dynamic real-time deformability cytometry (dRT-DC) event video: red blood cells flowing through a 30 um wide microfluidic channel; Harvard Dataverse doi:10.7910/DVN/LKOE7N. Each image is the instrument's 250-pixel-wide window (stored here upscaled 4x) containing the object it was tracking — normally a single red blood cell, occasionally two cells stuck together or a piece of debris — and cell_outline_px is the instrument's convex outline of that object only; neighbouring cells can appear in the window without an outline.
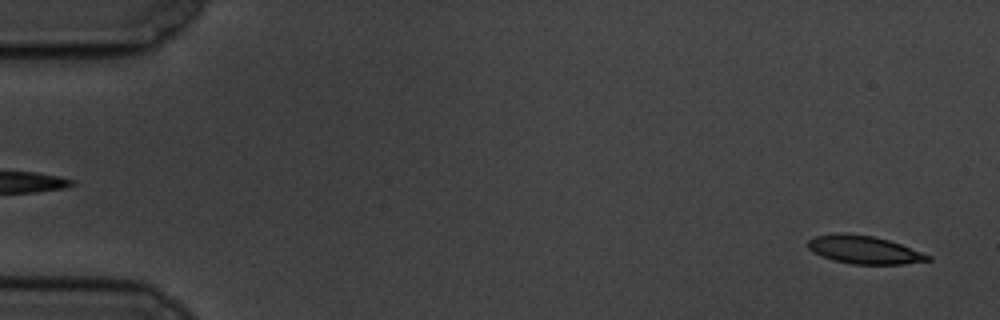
{"species": "common noctule bat (a hibernating species)", "species_latin": "Nyctalus noctula", "temperature_condition": "cold", "stored_images_in_passage": 57, "camera_frame_rate_fps": 3000, "um_per_image_px": 0.085, "animal": {"sex": "male", "body_mass_g": 19.5, "forearm_length_mm": 54.6}, "frame": {"image": 1, "passage_image": 2, "time_ms": 0.333, "image_size_px": [1000, 320], "cell_outline_px": [[932, 260], [904, 264], [852, 264], [832, 260], [820, 256], [812, 252], [808, 248], [808, 240], [816, 236], [836, 232], [844, 232], [872, 236], [888, 240], [900, 244], [932, 256]], "centroid_in_image_um": [73.42, 21.23], "position_along_channel_um": 11.6, "area_um2": 19.71}}
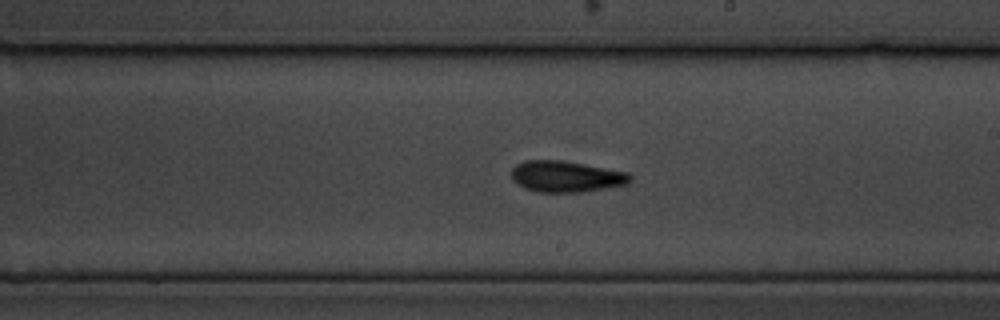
{"frame": {"image": 2, "passage_image": 33, "time_ms": 10.667, "image_size_px": [1000, 320], "cell_outline_px": [[632, 180], [628, 184], [580, 192], [536, 192], [524, 188], [516, 184], [512, 180], [512, 168], [516, 164], [524, 160], [560, 160], [628, 172], [632, 176]], "centroid_in_image_um": [48.09, 15.0], "position_along_channel_um": 240.9, "area_um2": 21.62}}
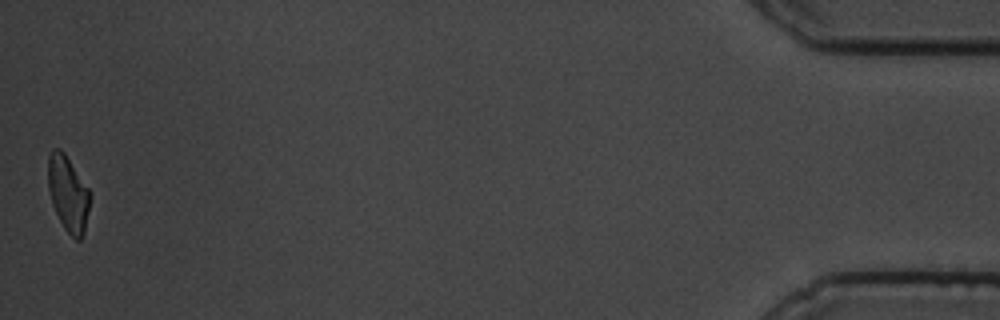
{"frame": {"image": 3, "passage_image": 57, "time_ms": 18.667, "image_size_px": [1000, 320], "cell_outline_px": [[92, 196], [84, 232], [80, 240], [76, 240], [64, 228], [52, 204], [48, 188], [48, 156], [52, 148], [60, 148], [64, 152], [92, 192]], "centroid_in_image_um": [5.81, 16.43], "position_along_channel_um": 429.4, "area_um2": 18.73}, "authors_computed_cell_mechanics": {"area_um2": 20.4034, "velocity_mm_per_s": 3.4705, "shape_relaxation_time_tau1_ms": 4.1755, "shape_relaxation_time_tau2_ms": 3.4881, "deformation_change_tau1": 0.1473, "deformation_change_tau2": 0.0977}}